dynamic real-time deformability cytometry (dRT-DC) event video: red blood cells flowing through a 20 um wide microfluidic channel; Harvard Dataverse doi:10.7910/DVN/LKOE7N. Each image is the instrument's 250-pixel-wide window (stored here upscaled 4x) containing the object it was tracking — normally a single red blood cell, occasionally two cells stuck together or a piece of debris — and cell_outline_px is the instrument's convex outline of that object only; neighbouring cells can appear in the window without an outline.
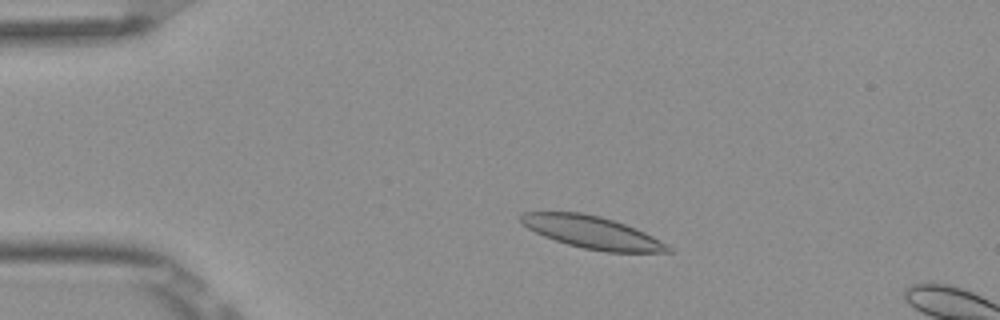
{"species": "Egyptian fruit bat (a non-hibernating species)", "species_latin": "Rousettus aegyptiacus", "temperature_condition": "room temperature", "stored_images_in_passage": 3, "camera_frame_rate_fps": 3000, "um_per_image_px": 0.085, "frame": {"image": 1, "passage_image": 2, "time_ms": 0.333, "image_size_px": [1000, 320], "cell_outline_px": [[672, 252], [604, 252], [584, 248], [568, 244], [544, 236], [520, 224], [520, 212], [580, 212], [600, 216], [636, 228], [668, 244], [672, 248]], "centroid_in_image_um": [50.33, 19.75], "position_along_channel_um": 34.7, "area_um2": 27.63}}